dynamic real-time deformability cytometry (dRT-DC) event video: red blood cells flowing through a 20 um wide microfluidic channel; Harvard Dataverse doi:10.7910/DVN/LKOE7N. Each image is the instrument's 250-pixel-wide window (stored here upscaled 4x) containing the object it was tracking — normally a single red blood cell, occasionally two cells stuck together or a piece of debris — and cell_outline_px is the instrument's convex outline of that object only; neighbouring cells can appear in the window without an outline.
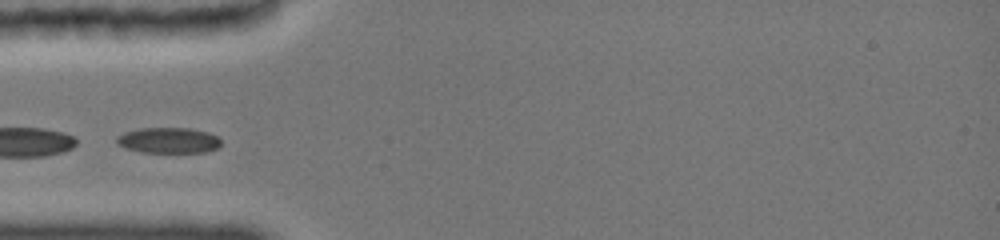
{"species": "common noctule bat (a hibernating species)", "species_latin": "Nyctalus noctula", "temperature_condition": "cold", "stored_images_in_passage": 13, "camera_frame_rate_fps": 3000, "um_per_image_px": 0.085, "animal": {"sex": "female", "body_mass_g": 19.0, "forearm_length_mm": 51.5}, "frame": {"image": 1, "passage_image": 11, "time_ms": 3.667, "image_size_px": [1000, 240], "cell_outline_px": [[220, 144], [216, 148], [208, 152], [140, 152], [124, 148], [116, 144], [116, 136], [124, 132], [140, 128], [188, 128], [208, 132], [216, 136], [220, 140]], "centroid_in_image_um": [14.27, 11.93], "position_along_channel_um": 70.7, "area_um2": 15.66}}